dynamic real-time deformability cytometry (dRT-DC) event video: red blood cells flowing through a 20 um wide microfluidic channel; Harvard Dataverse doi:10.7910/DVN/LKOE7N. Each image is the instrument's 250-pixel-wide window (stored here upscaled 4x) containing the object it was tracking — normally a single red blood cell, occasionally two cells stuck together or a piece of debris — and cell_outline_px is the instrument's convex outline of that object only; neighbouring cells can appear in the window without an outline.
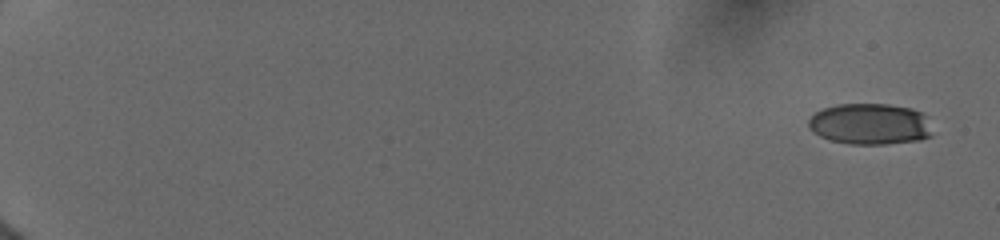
{"species": "human", "species_latin": "Homo sapiens", "temperature_condition": "cold", "stored_images_in_passage": 27, "camera_frame_rate_fps": 3000, "um_per_image_px": 0.085, "donor": {"sex": "female"}, "frame": {"image": 1, "passage_image": 1, "time_ms": 0.0, "image_size_px": [1000, 240], "cell_outline_px": [[932, 136], [920, 140], [884, 144], [852, 144], [832, 140], [820, 136], [808, 128], [808, 120], [816, 112], [824, 108], [836, 104], [888, 104], [912, 108], [920, 112], [924, 116]], "centroid_in_image_um": [73.92, 10.54], "position_along_channel_um": 11.1, "area_um2": 29.48}}
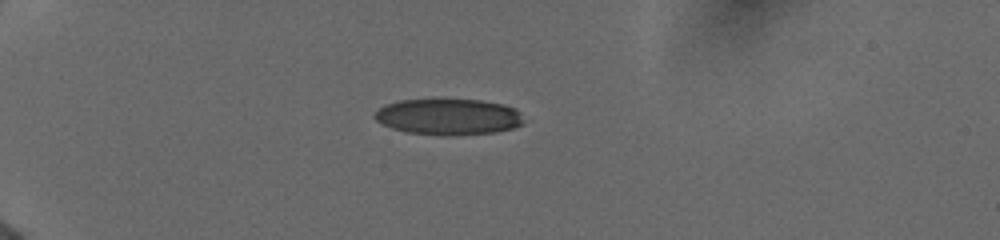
{"frame": {"image": 2, "passage_image": 21, "time_ms": 5.0, "image_size_px": [1000, 240], "cell_outline_px": [[524, 124], [512, 128], [496, 132], [456, 136], [440, 136], [404, 132], [392, 128], [376, 120], [372, 116], [384, 104], [400, 100], [480, 100], [500, 104], [516, 108], [520, 112]], "centroid_in_image_um": [38.11, 9.95], "position_along_channel_um": 46.9, "area_um2": 31.56}}